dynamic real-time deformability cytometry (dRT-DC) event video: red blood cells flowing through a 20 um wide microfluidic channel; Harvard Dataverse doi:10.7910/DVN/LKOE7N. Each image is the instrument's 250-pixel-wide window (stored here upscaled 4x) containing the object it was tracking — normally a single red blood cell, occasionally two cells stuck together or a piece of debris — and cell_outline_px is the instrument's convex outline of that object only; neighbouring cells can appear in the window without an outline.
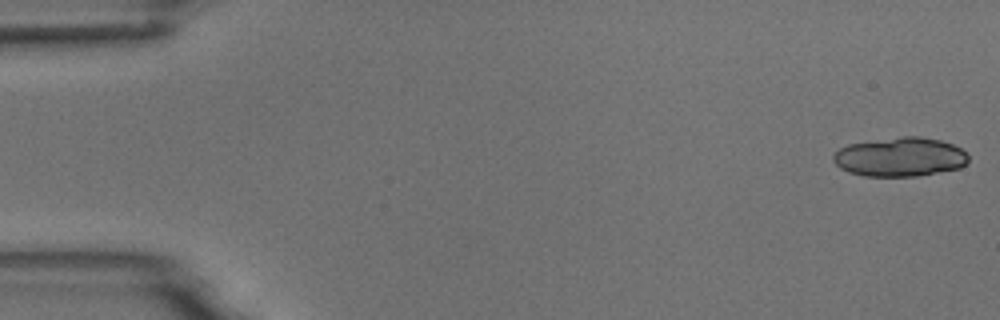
{"species": "common noctule bat (a hibernating species)", "species_latin": "Nyctalus noctula", "temperature_condition": "room temperature", "stored_images_in_passage": 20, "camera_frame_rate_fps": 3000, "um_per_image_px": 0.085, "animal": {"sex": "male", "body_mass_g": 18.8}, "frame": {"image": 1, "passage_image": 1, "time_ms": 0.0, "image_size_px": [1000, 320], "cell_outline_px": [[968, 160], [960, 168], [916, 176], [864, 176], [848, 172], [840, 168], [832, 160], [832, 156], [840, 148], [848, 144], [904, 136], [920, 136], [940, 140], [952, 144], [960, 148], [968, 156]], "centroid_in_image_um": [76.48, 13.34], "position_along_channel_um": 8.5, "area_um2": 30.63}}